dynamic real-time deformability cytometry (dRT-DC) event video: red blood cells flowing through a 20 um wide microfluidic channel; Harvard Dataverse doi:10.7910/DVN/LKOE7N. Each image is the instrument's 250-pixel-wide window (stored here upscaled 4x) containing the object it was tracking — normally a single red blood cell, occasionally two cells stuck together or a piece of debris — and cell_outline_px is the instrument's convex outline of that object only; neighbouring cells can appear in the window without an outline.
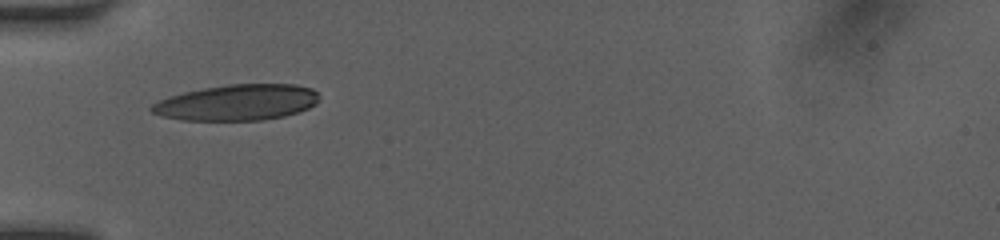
{"species": "human", "species_latin": "Homo sapiens", "temperature_condition": "room temperature", "stored_images_in_passage": 32, "camera_frame_rate_fps": 3000, "um_per_image_px": 0.085, "donor": {"sex": "female"}, "frame": {"image": 1, "passage_image": 1, "time_ms": 0.0, "image_size_px": [1000, 240], "cell_outline_px": [[320, 100], [316, 104], [300, 112], [284, 116], [260, 120], [180, 120], [160, 116], [152, 112], [148, 108], [152, 104], [168, 96], [184, 92], [204, 88], [228, 84], [296, 84], [312, 88], [316, 92]], "centroid_in_image_um": [20.16, 8.71], "position_along_channel_um": 64.8, "area_um2": 35.26}}
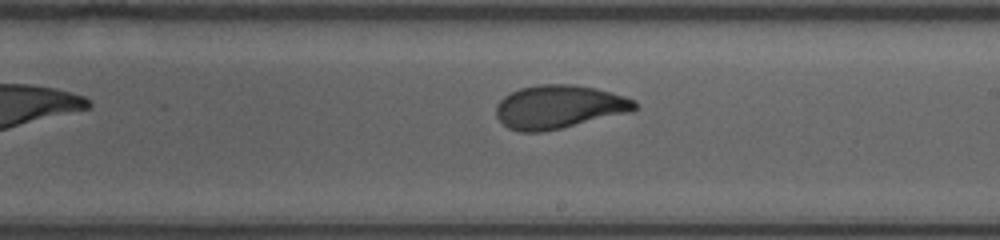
{"frame": {"image": 2, "passage_image": 14, "time_ms": 4.333, "image_size_px": [1000, 240], "cell_outline_px": [[640, 108], [632, 112], [544, 132], [520, 132], [508, 128], [496, 116], [496, 104], [504, 96], [520, 88], [536, 84], [572, 84], [596, 88], [612, 92], [636, 100], [640, 104]], "centroid_in_image_um": [47.56, 9.08], "position_along_channel_um": 241.4, "area_um2": 35.55}}
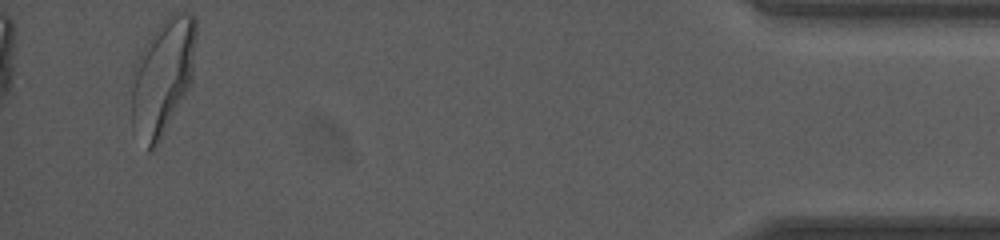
{"frame": {"image": 3, "passage_image": 32, "time_ms": 10.333, "image_size_px": [1000, 240], "cell_outline_px": [[196, 36], [192, 80], [188, 88], [160, 140], [148, 152], [132, 132], [132, 72], [136, 60], [144, 44], [152, 32], [172, 12], [188, 12], [196, 16]], "centroid_in_image_um": [13.81, 6.5], "position_along_channel_um": 421.4, "area_um2": 43.75}, "authors_computed_cell_mechanics": {"area_um2": 35.3158, "velocity_mm_per_s": 4.16, "shape_relaxation_time_tau1_ms": 3.7923, "shape_relaxation_time_tau2_ms": 0.781, "deformation_change_tau1": 0.1673, "deformation_change_tau2": 0.0681}}